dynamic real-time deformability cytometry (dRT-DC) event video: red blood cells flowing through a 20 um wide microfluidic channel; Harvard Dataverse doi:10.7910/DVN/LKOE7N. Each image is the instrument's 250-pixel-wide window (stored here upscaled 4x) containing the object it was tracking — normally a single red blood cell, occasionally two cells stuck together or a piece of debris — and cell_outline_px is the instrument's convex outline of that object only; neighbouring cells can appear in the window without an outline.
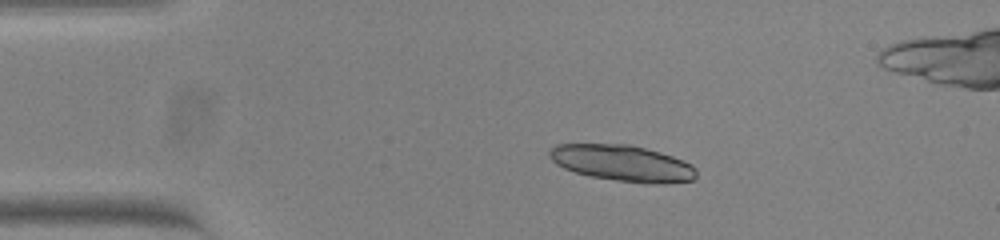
{"species": "common noctule bat (a hibernating species)", "species_latin": "Nyctalus noctula", "temperature_condition": "warm", "stored_images_in_passage": 45, "camera_frame_rate_fps": 3000, "um_per_image_px": 0.085, "animal": {"sex": "female", "body_mass_g": 23.0, "forearm_length_mm": 53.4}, "frame": {"image": 1, "passage_image": 1, "time_ms": 0.0, "image_size_px": [1000, 240], "cell_outline_px": [[696, 180], [664, 184], [644, 184], [616, 180], [592, 176], [576, 172], [564, 168], [556, 164], [548, 156], [548, 152], [556, 144], [628, 144], [660, 152], [672, 156], [692, 164], [696, 168]], "centroid_in_image_um": [52.94, 13.88], "position_along_channel_um": 32.1, "area_um2": 31.1}, "authors_computed_cell_mechanics": {"area_um2": 19.7676, "velocity_mm_per_s": 3.8113, "shape_relaxation_time_tau1_ms": 6.1126, "shape_relaxation_time_tau2_ms": null, "deformation_change_tau1": 0.1363, "deformation_change_tau2": null}}